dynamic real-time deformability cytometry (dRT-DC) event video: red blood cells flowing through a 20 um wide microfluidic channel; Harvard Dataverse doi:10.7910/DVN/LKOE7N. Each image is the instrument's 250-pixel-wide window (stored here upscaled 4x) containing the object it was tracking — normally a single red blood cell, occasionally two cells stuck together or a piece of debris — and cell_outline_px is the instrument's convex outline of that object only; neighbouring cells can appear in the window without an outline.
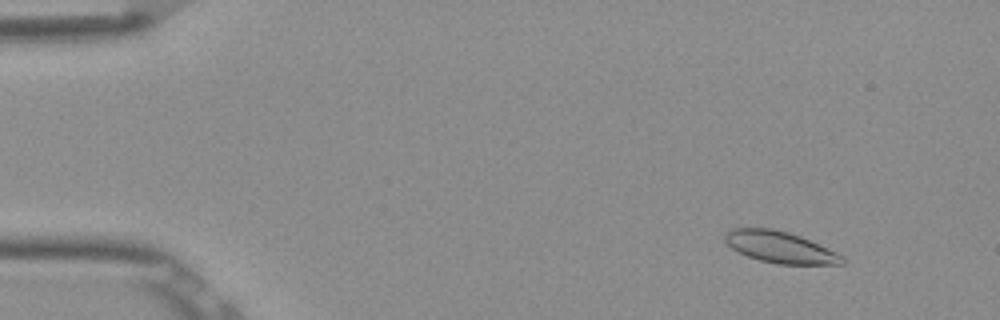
{"species": "Egyptian fruit bat (a non-hibernating species)", "species_latin": "Rousettus aegyptiacus", "temperature_condition": "room temperature", "stored_images_in_passage": 5, "camera_frame_rate_fps": 3000, "um_per_image_px": 0.085, "frame": {"image": 1, "passage_image": 1, "time_ms": 0.0, "image_size_px": [1000, 320], "cell_outline_px": [[848, 260], [844, 264], [776, 264], [760, 260], [748, 256], [732, 248], [724, 240], [724, 232], [732, 228], [772, 228], [788, 232], [800, 236], [836, 252], [844, 256]], "centroid_in_image_um": [66.31, 21.01], "position_along_channel_um": 18.7, "area_um2": 21.5}}
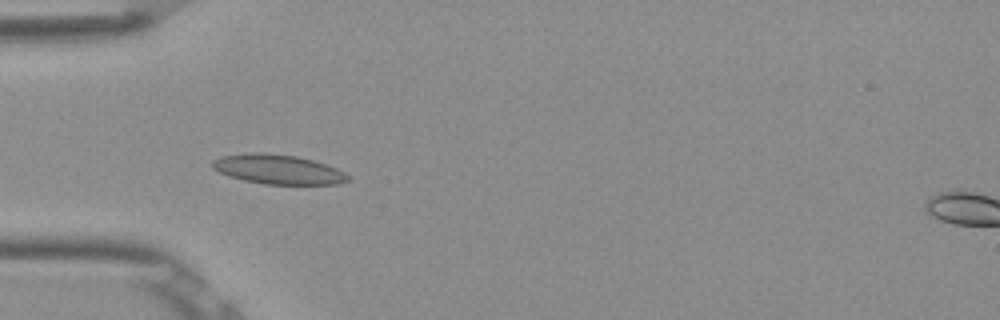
{"frame": {"image": 2, "passage_image": 4, "time_ms": 1.0, "image_size_px": [1000, 320], "cell_outline_px": [[348, 180], [340, 184], [264, 184], [244, 180], [228, 176], [212, 168], [212, 160], [220, 156], [244, 152], [264, 152], [296, 156], [312, 160], [336, 168], [344, 172], [348, 176]], "centroid_in_image_um": [23.58, 14.38], "position_along_channel_um": 61.4, "area_um2": 23.35}}
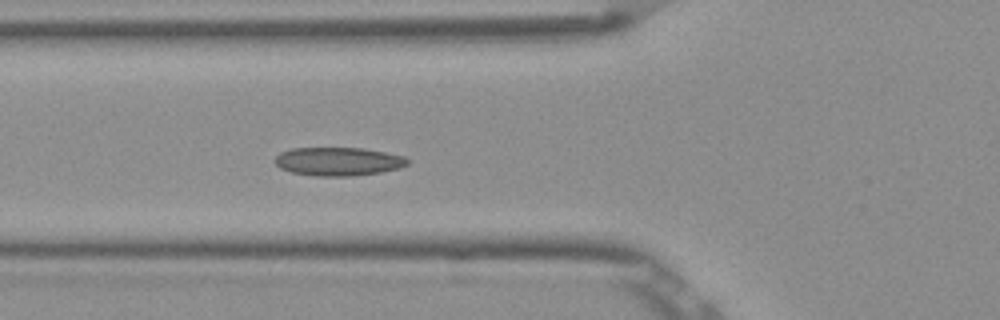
{"frame": {"image": 3, "passage_image": 5, "time_ms": 1.333, "image_size_px": [1000, 320], "cell_outline_px": [[408, 164], [400, 168], [380, 172], [352, 176], [316, 176], [292, 172], [280, 168], [272, 160], [280, 152], [292, 148], [364, 148], [404, 156], [408, 160]], "centroid_in_image_um": [28.73, 13.72], "position_along_channel_um": 97.1, "area_um2": 22.02}}